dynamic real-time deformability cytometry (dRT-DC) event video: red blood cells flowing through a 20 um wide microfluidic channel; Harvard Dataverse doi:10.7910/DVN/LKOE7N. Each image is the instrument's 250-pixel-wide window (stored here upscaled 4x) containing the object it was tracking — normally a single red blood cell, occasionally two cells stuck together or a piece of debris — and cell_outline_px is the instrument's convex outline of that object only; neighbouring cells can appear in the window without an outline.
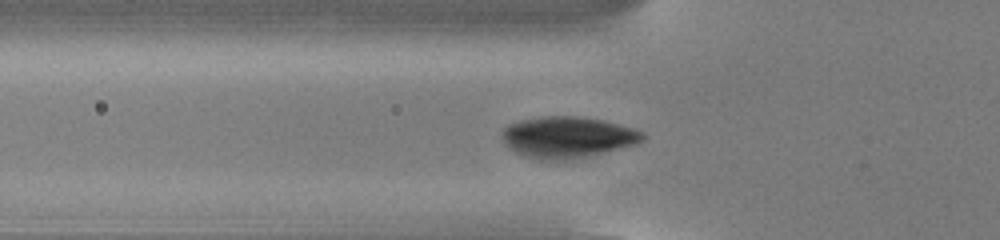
{"species": "common noctule bat (a hibernating species)", "species_latin": "Nyctalus noctula", "temperature_condition": "cold", "stored_images_in_passage": 45, "camera_frame_rate_fps": 3000, "um_per_image_px": 0.085, "animal": {"sex": "male", "body_mass_g": 13.0, "forearm_length_mm": 53.1}, "frame": {"image": 1, "passage_image": 18, "time_ms": 5.667, "image_size_px": [1000, 240], "cell_outline_px": [[644, 140], [636, 144], [588, 156], [564, 160], [536, 160], [524, 156], [508, 148], [504, 144], [500, 136], [500, 132], [508, 124], [520, 120], [540, 116], [576, 116], [604, 120], [636, 128], [644, 132]], "centroid_in_image_um": [48.2, 11.65], "position_along_channel_um": 77.6, "area_um2": 34.28}}
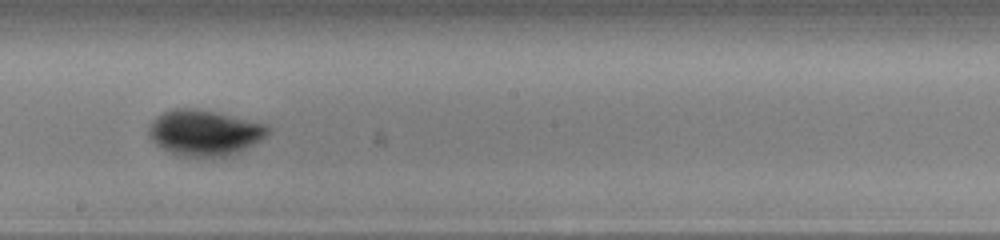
{"frame": {"image": 2, "passage_image": 30, "time_ms": 9.667, "image_size_px": [1000, 240], "cell_outline_px": [[272, 128], [268, 136], [264, 140], [232, 156], [212, 160], [176, 156], [160, 148], [148, 136], [148, 124], [156, 116], [172, 108], [196, 108], [216, 112], [268, 124]], "centroid_in_image_um": [17.41, 11.34], "position_along_channel_um": 230.8, "area_um2": 33.35}}
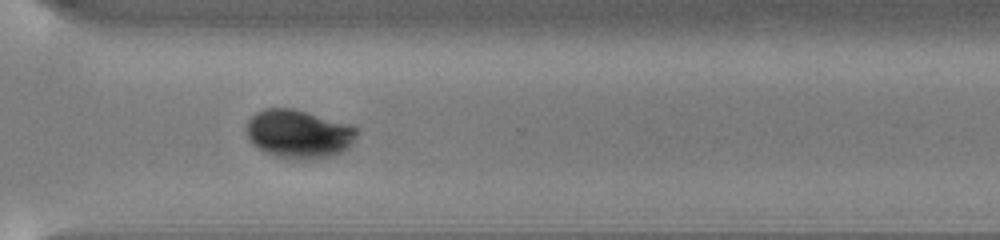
{"frame": {"image": 3, "passage_image": 39, "time_ms": 12.667, "image_size_px": [1000, 240], "cell_outline_px": [[360, 132], [352, 144], [344, 152], [332, 156], [312, 160], [296, 160], [272, 156], [256, 148], [248, 140], [248, 120], [256, 112], [264, 108], [292, 108], [352, 124]], "centroid_in_image_um": [25.43, 11.41], "position_along_channel_um": 345.2, "area_um2": 31.91}}